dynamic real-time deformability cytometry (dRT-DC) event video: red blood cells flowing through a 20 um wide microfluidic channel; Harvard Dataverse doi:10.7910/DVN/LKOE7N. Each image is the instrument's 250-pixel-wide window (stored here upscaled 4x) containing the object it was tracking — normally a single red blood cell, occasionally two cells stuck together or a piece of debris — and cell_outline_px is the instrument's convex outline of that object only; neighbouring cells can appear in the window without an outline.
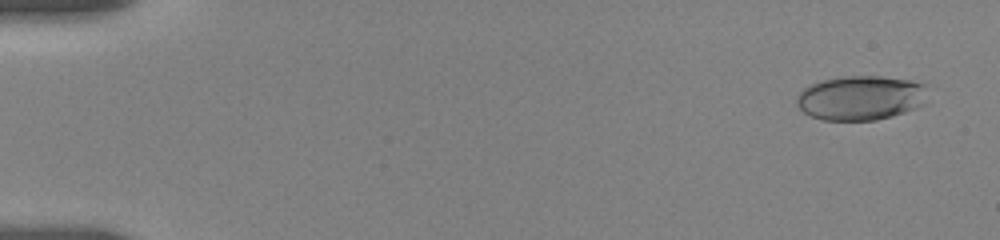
{"species": "human", "species_latin": "Homo sapiens", "temperature_condition": "room temperature", "stored_images_in_passage": 6, "camera_frame_rate_fps": 3000, "um_per_image_px": 0.085, "donor": {"sex": "female"}, "frame": {"image": 1, "passage_image": 2, "time_ms": 0.333, "image_size_px": [1000, 240], "cell_outline_px": [[924, 104], [916, 108], [892, 116], [876, 120], [820, 120], [804, 112], [796, 104], [796, 96], [804, 88], [812, 84], [824, 80], [844, 76], [880, 76], [912, 80], [924, 84]], "centroid_in_image_um": [73.13, 8.32], "position_along_channel_um": 11.9, "area_um2": 33.81}}
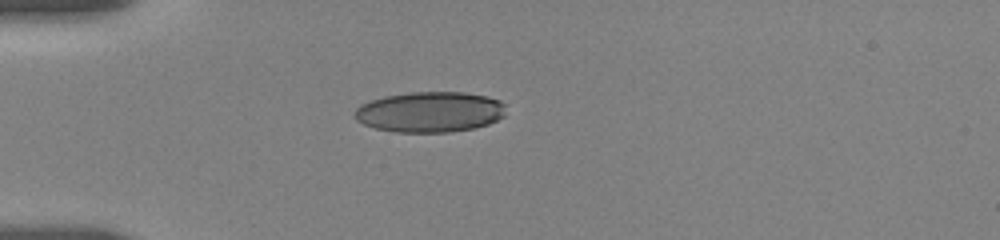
{"frame": {"image": 2, "passage_image": 6, "time_ms": 4.667, "image_size_px": [1000, 240], "cell_outline_px": [[504, 116], [488, 124], [472, 128], [448, 132], [396, 132], [376, 128], [364, 124], [356, 120], [356, 108], [360, 104], [384, 96], [412, 92], [464, 92], [488, 96], [500, 100], [504, 104]], "centroid_in_image_um": [36.55, 9.51], "position_along_channel_um": 48.4, "area_um2": 35.6}}